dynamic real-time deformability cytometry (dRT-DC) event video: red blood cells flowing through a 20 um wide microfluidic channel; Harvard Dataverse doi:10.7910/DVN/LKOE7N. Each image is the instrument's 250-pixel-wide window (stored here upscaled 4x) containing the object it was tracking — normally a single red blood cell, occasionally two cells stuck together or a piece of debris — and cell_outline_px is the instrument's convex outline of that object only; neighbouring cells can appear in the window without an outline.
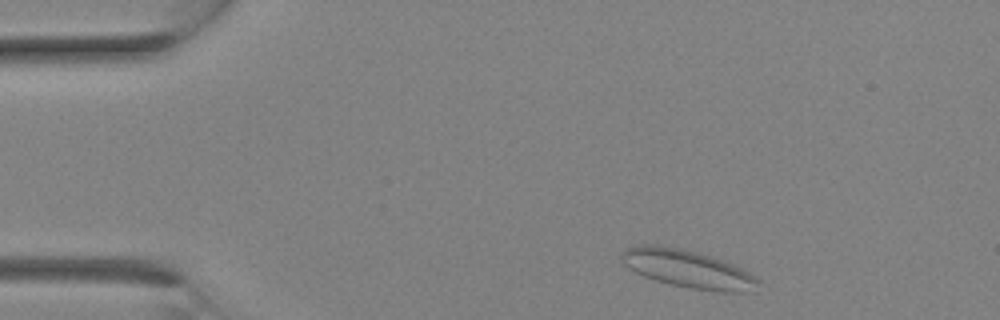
{"species": "Egyptian fruit bat (a non-hibernating species)", "species_latin": "Rousettus aegyptiacus", "temperature_condition": "room temperature", "stored_images_in_passage": 7, "camera_frame_rate_fps": 3000, "um_per_image_px": 0.085, "animal": {"sex": "female"}, "frame": {"image": 1, "passage_image": 1, "time_ms": 0.0, "image_size_px": [1000, 320], "cell_outline_px": [[760, 280], [756, 292], [720, 292], [688, 288], [656, 280], [644, 276], [628, 268], [624, 264], [620, 256], [624, 248], [644, 244], [652, 244], [680, 248], [712, 256], [744, 268], [756, 276]], "centroid_in_image_um": [58.52, 22.86], "position_along_channel_um": 26.5, "area_um2": 30.52}}